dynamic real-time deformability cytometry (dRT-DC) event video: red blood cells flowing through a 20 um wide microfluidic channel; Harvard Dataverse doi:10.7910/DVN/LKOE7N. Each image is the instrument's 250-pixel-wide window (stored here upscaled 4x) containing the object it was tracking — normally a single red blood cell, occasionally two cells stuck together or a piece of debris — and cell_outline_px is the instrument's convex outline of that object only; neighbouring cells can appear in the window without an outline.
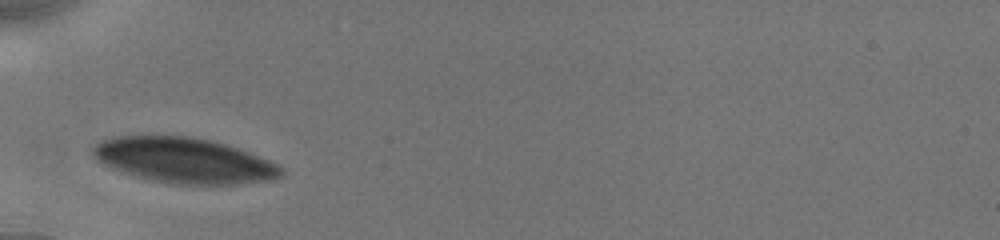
{"species": "human", "species_latin": "Homo sapiens", "temperature_condition": "cold", "stored_images_in_passage": 42, "camera_frame_rate_fps": 3000, "um_per_image_px": 0.085, "donor": {"sex": "male"}, "frame": {"image": 1, "passage_image": 1, "time_ms": 0.0, "image_size_px": [1000, 240], "cell_outline_px": [[284, 176], [272, 180], [232, 184], [180, 184], [156, 180], [136, 176], [112, 168], [96, 160], [92, 156], [92, 148], [100, 140], [112, 136], [188, 136], [208, 140], [224, 144], [248, 152], [268, 160], [284, 168]], "centroid_in_image_um": [15.64, 13.63], "position_along_channel_um": 69.4, "area_um2": 49.3}}
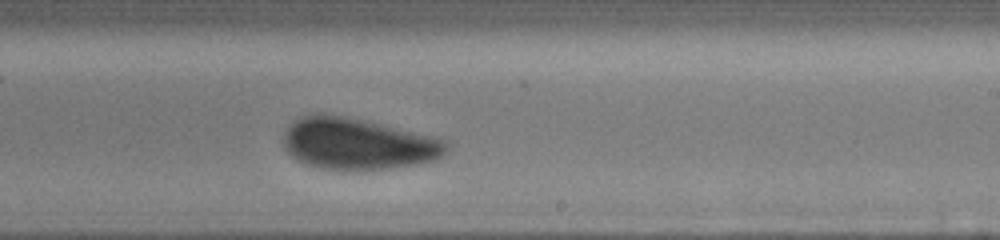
{"frame": {"image": 2, "passage_image": 23, "time_ms": 5.0, "image_size_px": [1000, 240], "cell_outline_px": [[448, 148], [436, 160], [416, 164], [388, 168], [320, 168], [304, 164], [296, 160], [284, 148], [284, 132], [292, 120], [308, 112], [320, 112], [344, 116], [364, 120], [432, 136], [444, 140], [448, 144]], "centroid_in_image_um": [30.33, 12.18], "position_along_channel_um": 258.7, "area_um2": 48.61}}
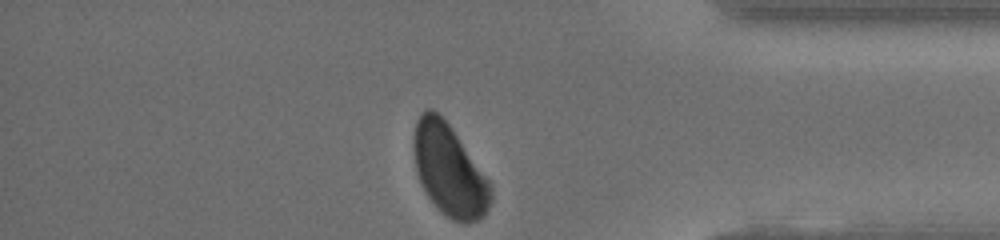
{"frame": {"image": 3, "passage_image": 41, "time_ms": 9.0, "image_size_px": [1000, 240], "cell_outline_px": [[492, 200], [484, 216], [468, 224], [464, 224], [452, 220], [428, 196], [416, 172], [412, 148], [412, 136], [416, 120], [428, 108], [432, 108], [448, 124], [488, 180], [492, 188]], "centroid_in_image_um": [38.16, 14.48], "position_along_channel_um": 397.0, "area_um2": 40.46}, "authors_computed_cell_mechanics": {"area_um2": 49.3034, "velocity_mm_per_s": 3.8629, "shape_relaxation_time_tau1_ms": 1.932, "shape_relaxation_time_tau2_ms": null, "deformation_change_tau1": 0.0681, "deformation_change_tau2": null}}